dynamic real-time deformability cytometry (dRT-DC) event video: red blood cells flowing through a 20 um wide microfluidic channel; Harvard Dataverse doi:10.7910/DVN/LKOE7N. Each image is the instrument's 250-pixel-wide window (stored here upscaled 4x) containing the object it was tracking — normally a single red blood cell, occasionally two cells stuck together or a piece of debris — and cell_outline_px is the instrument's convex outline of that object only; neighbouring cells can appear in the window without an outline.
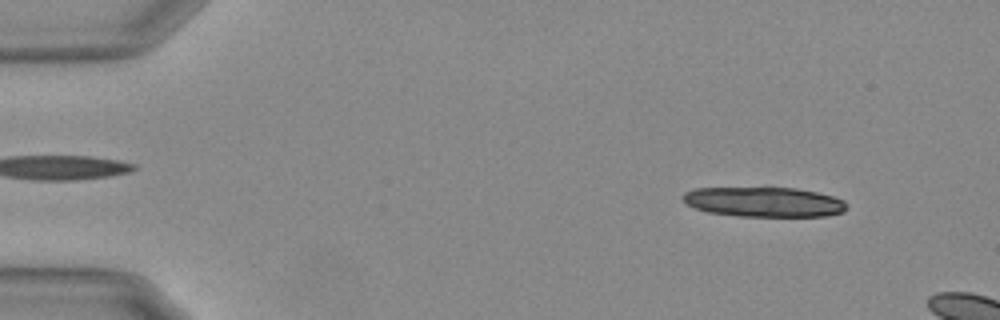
{"species": "Egyptian fruit bat (a non-hibernating species)", "species_latin": "Rousettus aegyptiacus", "temperature_condition": "warm", "stored_images_in_passage": 11, "camera_frame_rate_fps": 3000, "um_per_image_px": 0.085, "animal": {"sex": "female"}, "frame": {"image": 1, "passage_image": 5, "time_ms": 1.333, "image_size_px": [1000, 320], "cell_outline_px": [[848, 208], [844, 212], [824, 216], [740, 216], [708, 212], [696, 208], [688, 204], [680, 196], [684, 192], [696, 188], [796, 188], [816, 192], [832, 196], [844, 200], [848, 204]], "centroid_in_image_um": [64.97, 17.16], "position_along_channel_um": 20.0, "area_um2": 28.44}}